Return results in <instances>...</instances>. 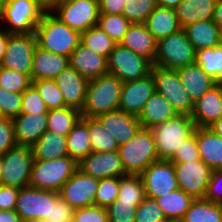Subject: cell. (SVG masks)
Returning a JSON list of instances; mask_svg holds the SVG:
<instances>
[{
	"label": "cell",
	"mask_w": 222,
	"mask_h": 222,
	"mask_svg": "<svg viewBox=\"0 0 222 222\" xmlns=\"http://www.w3.org/2000/svg\"><path fill=\"white\" fill-rule=\"evenodd\" d=\"M1 157L3 165L1 185L19 189L29 186L34 161L31 146L16 144Z\"/></svg>",
	"instance_id": "30bf717a"
},
{
	"label": "cell",
	"mask_w": 222,
	"mask_h": 222,
	"mask_svg": "<svg viewBox=\"0 0 222 222\" xmlns=\"http://www.w3.org/2000/svg\"><path fill=\"white\" fill-rule=\"evenodd\" d=\"M122 86L123 82L109 73L89 80L81 116L97 118L118 110Z\"/></svg>",
	"instance_id": "7a4b0ae2"
},
{
	"label": "cell",
	"mask_w": 222,
	"mask_h": 222,
	"mask_svg": "<svg viewBox=\"0 0 222 222\" xmlns=\"http://www.w3.org/2000/svg\"><path fill=\"white\" fill-rule=\"evenodd\" d=\"M146 198L140 175L126 174L119 177V190L116 201L120 204H140Z\"/></svg>",
	"instance_id": "74e56055"
},
{
	"label": "cell",
	"mask_w": 222,
	"mask_h": 222,
	"mask_svg": "<svg viewBox=\"0 0 222 222\" xmlns=\"http://www.w3.org/2000/svg\"><path fill=\"white\" fill-rule=\"evenodd\" d=\"M204 199L212 203L222 204V169L212 171Z\"/></svg>",
	"instance_id": "db71d44e"
},
{
	"label": "cell",
	"mask_w": 222,
	"mask_h": 222,
	"mask_svg": "<svg viewBox=\"0 0 222 222\" xmlns=\"http://www.w3.org/2000/svg\"><path fill=\"white\" fill-rule=\"evenodd\" d=\"M164 222H184L182 219H167Z\"/></svg>",
	"instance_id": "a7ac6f4b"
},
{
	"label": "cell",
	"mask_w": 222,
	"mask_h": 222,
	"mask_svg": "<svg viewBox=\"0 0 222 222\" xmlns=\"http://www.w3.org/2000/svg\"><path fill=\"white\" fill-rule=\"evenodd\" d=\"M120 44L154 63L157 41L143 23H132Z\"/></svg>",
	"instance_id": "d4e9b609"
},
{
	"label": "cell",
	"mask_w": 222,
	"mask_h": 222,
	"mask_svg": "<svg viewBox=\"0 0 222 222\" xmlns=\"http://www.w3.org/2000/svg\"><path fill=\"white\" fill-rule=\"evenodd\" d=\"M78 170L97 179L126 175L118 151H92L78 162Z\"/></svg>",
	"instance_id": "e0dca14e"
},
{
	"label": "cell",
	"mask_w": 222,
	"mask_h": 222,
	"mask_svg": "<svg viewBox=\"0 0 222 222\" xmlns=\"http://www.w3.org/2000/svg\"><path fill=\"white\" fill-rule=\"evenodd\" d=\"M81 117L80 111L70 107L48 110L47 131L67 136Z\"/></svg>",
	"instance_id": "e575fe53"
},
{
	"label": "cell",
	"mask_w": 222,
	"mask_h": 222,
	"mask_svg": "<svg viewBox=\"0 0 222 222\" xmlns=\"http://www.w3.org/2000/svg\"><path fill=\"white\" fill-rule=\"evenodd\" d=\"M45 11L35 0H5L0 26L8 33L31 34Z\"/></svg>",
	"instance_id": "8992f818"
},
{
	"label": "cell",
	"mask_w": 222,
	"mask_h": 222,
	"mask_svg": "<svg viewBox=\"0 0 222 222\" xmlns=\"http://www.w3.org/2000/svg\"><path fill=\"white\" fill-rule=\"evenodd\" d=\"M195 63L217 83H222V44L196 51Z\"/></svg>",
	"instance_id": "8d00e7d4"
},
{
	"label": "cell",
	"mask_w": 222,
	"mask_h": 222,
	"mask_svg": "<svg viewBox=\"0 0 222 222\" xmlns=\"http://www.w3.org/2000/svg\"><path fill=\"white\" fill-rule=\"evenodd\" d=\"M100 123L116 139L118 145L128 142L142 127L138 116L116 110L97 117Z\"/></svg>",
	"instance_id": "7402d4cb"
},
{
	"label": "cell",
	"mask_w": 222,
	"mask_h": 222,
	"mask_svg": "<svg viewBox=\"0 0 222 222\" xmlns=\"http://www.w3.org/2000/svg\"><path fill=\"white\" fill-rule=\"evenodd\" d=\"M166 219H183L191 202L194 200L180 188L156 199Z\"/></svg>",
	"instance_id": "836d02e7"
},
{
	"label": "cell",
	"mask_w": 222,
	"mask_h": 222,
	"mask_svg": "<svg viewBox=\"0 0 222 222\" xmlns=\"http://www.w3.org/2000/svg\"><path fill=\"white\" fill-rule=\"evenodd\" d=\"M131 24L122 14L100 13L97 26L106 32L117 44H120Z\"/></svg>",
	"instance_id": "60d3db41"
},
{
	"label": "cell",
	"mask_w": 222,
	"mask_h": 222,
	"mask_svg": "<svg viewBox=\"0 0 222 222\" xmlns=\"http://www.w3.org/2000/svg\"><path fill=\"white\" fill-rule=\"evenodd\" d=\"M81 43L106 58L117 44L97 25L81 33Z\"/></svg>",
	"instance_id": "ab89813d"
},
{
	"label": "cell",
	"mask_w": 222,
	"mask_h": 222,
	"mask_svg": "<svg viewBox=\"0 0 222 222\" xmlns=\"http://www.w3.org/2000/svg\"><path fill=\"white\" fill-rule=\"evenodd\" d=\"M195 51L220 44V27L212 20H203L183 28Z\"/></svg>",
	"instance_id": "4dcf8cb0"
},
{
	"label": "cell",
	"mask_w": 222,
	"mask_h": 222,
	"mask_svg": "<svg viewBox=\"0 0 222 222\" xmlns=\"http://www.w3.org/2000/svg\"><path fill=\"white\" fill-rule=\"evenodd\" d=\"M38 90L48 110L66 107L63 94L54 79H39L32 81Z\"/></svg>",
	"instance_id": "b9f144b4"
},
{
	"label": "cell",
	"mask_w": 222,
	"mask_h": 222,
	"mask_svg": "<svg viewBox=\"0 0 222 222\" xmlns=\"http://www.w3.org/2000/svg\"><path fill=\"white\" fill-rule=\"evenodd\" d=\"M97 188V178L86 175L77 169L59 190V196L74 209L94 206Z\"/></svg>",
	"instance_id": "2e32d148"
},
{
	"label": "cell",
	"mask_w": 222,
	"mask_h": 222,
	"mask_svg": "<svg viewBox=\"0 0 222 222\" xmlns=\"http://www.w3.org/2000/svg\"><path fill=\"white\" fill-rule=\"evenodd\" d=\"M219 27H222V0H216L213 19Z\"/></svg>",
	"instance_id": "94428289"
},
{
	"label": "cell",
	"mask_w": 222,
	"mask_h": 222,
	"mask_svg": "<svg viewBox=\"0 0 222 222\" xmlns=\"http://www.w3.org/2000/svg\"><path fill=\"white\" fill-rule=\"evenodd\" d=\"M167 220L155 199L146 197L136 209L135 222H164Z\"/></svg>",
	"instance_id": "c3c4849f"
},
{
	"label": "cell",
	"mask_w": 222,
	"mask_h": 222,
	"mask_svg": "<svg viewBox=\"0 0 222 222\" xmlns=\"http://www.w3.org/2000/svg\"><path fill=\"white\" fill-rule=\"evenodd\" d=\"M34 160H52L68 156L66 136L46 131L31 147Z\"/></svg>",
	"instance_id": "1f68e13d"
},
{
	"label": "cell",
	"mask_w": 222,
	"mask_h": 222,
	"mask_svg": "<svg viewBox=\"0 0 222 222\" xmlns=\"http://www.w3.org/2000/svg\"><path fill=\"white\" fill-rule=\"evenodd\" d=\"M68 156L77 163L90 154L93 149L88 130V117H81L66 136Z\"/></svg>",
	"instance_id": "d6a6232c"
},
{
	"label": "cell",
	"mask_w": 222,
	"mask_h": 222,
	"mask_svg": "<svg viewBox=\"0 0 222 222\" xmlns=\"http://www.w3.org/2000/svg\"><path fill=\"white\" fill-rule=\"evenodd\" d=\"M155 92L163 95L178 115H191L194 103L184 89L177 70L152 66Z\"/></svg>",
	"instance_id": "8fae6325"
},
{
	"label": "cell",
	"mask_w": 222,
	"mask_h": 222,
	"mask_svg": "<svg viewBox=\"0 0 222 222\" xmlns=\"http://www.w3.org/2000/svg\"><path fill=\"white\" fill-rule=\"evenodd\" d=\"M119 177L98 179V188L95 195V205L107 208L118 197Z\"/></svg>",
	"instance_id": "ee69618b"
},
{
	"label": "cell",
	"mask_w": 222,
	"mask_h": 222,
	"mask_svg": "<svg viewBox=\"0 0 222 222\" xmlns=\"http://www.w3.org/2000/svg\"><path fill=\"white\" fill-rule=\"evenodd\" d=\"M194 134L200 159L212 170L222 169V138L209 128L196 127Z\"/></svg>",
	"instance_id": "83f0119b"
},
{
	"label": "cell",
	"mask_w": 222,
	"mask_h": 222,
	"mask_svg": "<svg viewBox=\"0 0 222 222\" xmlns=\"http://www.w3.org/2000/svg\"><path fill=\"white\" fill-rule=\"evenodd\" d=\"M214 134L222 138V117L208 127Z\"/></svg>",
	"instance_id": "be15d7a7"
},
{
	"label": "cell",
	"mask_w": 222,
	"mask_h": 222,
	"mask_svg": "<svg viewBox=\"0 0 222 222\" xmlns=\"http://www.w3.org/2000/svg\"><path fill=\"white\" fill-rule=\"evenodd\" d=\"M140 177L148 198L156 199L179 188L175 168L170 160L152 162Z\"/></svg>",
	"instance_id": "5bb4252c"
},
{
	"label": "cell",
	"mask_w": 222,
	"mask_h": 222,
	"mask_svg": "<svg viewBox=\"0 0 222 222\" xmlns=\"http://www.w3.org/2000/svg\"><path fill=\"white\" fill-rule=\"evenodd\" d=\"M74 210L58 196L54 203H50L49 222H72Z\"/></svg>",
	"instance_id": "f5cc1de1"
},
{
	"label": "cell",
	"mask_w": 222,
	"mask_h": 222,
	"mask_svg": "<svg viewBox=\"0 0 222 222\" xmlns=\"http://www.w3.org/2000/svg\"><path fill=\"white\" fill-rule=\"evenodd\" d=\"M72 222H109L106 208L94 205L76 208Z\"/></svg>",
	"instance_id": "f907efd6"
},
{
	"label": "cell",
	"mask_w": 222,
	"mask_h": 222,
	"mask_svg": "<svg viewBox=\"0 0 222 222\" xmlns=\"http://www.w3.org/2000/svg\"><path fill=\"white\" fill-rule=\"evenodd\" d=\"M78 163L65 156L52 160H34L29 186L59 192L78 169Z\"/></svg>",
	"instance_id": "5b68a950"
},
{
	"label": "cell",
	"mask_w": 222,
	"mask_h": 222,
	"mask_svg": "<svg viewBox=\"0 0 222 222\" xmlns=\"http://www.w3.org/2000/svg\"><path fill=\"white\" fill-rule=\"evenodd\" d=\"M36 46L34 33H10L0 67L27 74L31 78L33 53Z\"/></svg>",
	"instance_id": "7c38bea8"
},
{
	"label": "cell",
	"mask_w": 222,
	"mask_h": 222,
	"mask_svg": "<svg viewBox=\"0 0 222 222\" xmlns=\"http://www.w3.org/2000/svg\"><path fill=\"white\" fill-rule=\"evenodd\" d=\"M46 11H50L60 0H35Z\"/></svg>",
	"instance_id": "e7e4bbea"
},
{
	"label": "cell",
	"mask_w": 222,
	"mask_h": 222,
	"mask_svg": "<svg viewBox=\"0 0 222 222\" xmlns=\"http://www.w3.org/2000/svg\"><path fill=\"white\" fill-rule=\"evenodd\" d=\"M21 222H44L41 219H21Z\"/></svg>",
	"instance_id": "03108f58"
},
{
	"label": "cell",
	"mask_w": 222,
	"mask_h": 222,
	"mask_svg": "<svg viewBox=\"0 0 222 222\" xmlns=\"http://www.w3.org/2000/svg\"><path fill=\"white\" fill-rule=\"evenodd\" d=\"M32 84L24 73L0 67V87L15 93H23Z\"/></svg>",
	"instance_id": "f6af8a7d"
},
{
	"label": "cell",
	"mask_w": 222,
	"mask_h": 222,
	"mask_svg": "<svg viewBox=\"0 0 222 222\" xmlns=\"http://www.w3.org/2000/svg\"><path fill=\"white\" fill-rule=\"evenodd\" d=\"M99 12L104 14H122L126 0H98Z\"/></svg>",
	"instance_id": "6f0895ef"
},
{
	"label": "cell",
	"mask_w": 222,
	"mask_h": 222,
	"mask_svg": "<svg viewBox=\"0 0 222 222\" xmlns=\"http://www.w3.org/2000/svg\"><path fill=\"white\" fill-rule=\"evenodd\" d=\"M178 187L193 199H204L212 169L202 160L173 162Z\"/></svg>",
	"instance_id": "9a60e30c"
},
{
	"label": "cell",
	"mask_w": 222,
	"mask_h": 222,
	"mask_svg": "<svg viewBox=\"0 0 222 222\" xmlns=\"http://www.w3.org/2000/svg\"><path fill=\"white\" fill-rule=\"evenodd\" d=\"M118 153L125 174L140 175L152 162L158 160L154 136L150 128L141 127Z\"/></svg>",
	"instance_id": "3957f363"
},
{
	"label": "cell",
	"mask_w": 222,
	"mask_h": 222,
	"mask_svg": "<svg viewBox=\"0 0 222 222\" xmlns=\"http://www.w3.org/2000/svg\"><path fill=\"white\" fill-rule=\"evenodd\" d=\"M4 2H5V0H0V15H1V12H2V8L4 6Z\"/></svg>",
	"instance_id": "89a4df30"
},
{
	"label": "cell",
	"mask_w": 222,
	"mask_h": 222,
	"mask_svg": "<svg viewBox=\"0 0 222 222\" xmlns=\"http://www.w3.org/2000/svg\"><path fill=\"white\" fill-rule=\"evenodd\" d=\"M50 12L71 29L80 33L96 26L99 18L98 0H61Z\"/></svg>",
	"instance_id": "9c48e42d"
},
{
	"label": "cell",
	"mask_w": 222,
	"mask_h": 222,
	"mask_svg": "<svg viewBox=\"0 0 222 222\" xmlns=\"http://www.w3.org/2000/svg\"><path fill=\"white\" fill-rule=\"evenodd\" d=\"M139 204L118 203L115 201L106 208L109 222H135V213Z\"/></svg>",
	"instance_id": "681fc988"
},
{
	"label": "cell",
	"mask_w": 222,
	"mask_h": 222,
	"mask_svg": "<svg viewBox=\"0 0 222 222\" xmlns=\"http://www.w3.org/2000/svg\"><path fill=\"white\" fill-rule=\"evenodd\" d=\"M200 159L197 146L196 135L193 134L182 143V146L177 149L174 156L170 159L171 162H193Z\"/></svg>",
	"instance_id": "816d5d0a"
},
{
	"label": "cell",
	"mask_w": 222,
	"mask_h": 222,
	"mask_svg": "<svg viewBox=\"0 0 222 222\" xmlns=\"http://www.w3.org/2000/svg\"><path fill=\"white\" fill-rule=\"evenodd\" d=\"M195 129L196 125L189 115H177L151 128L158 160H170L182 143L194 134Z\"/></svg>",
	"instance_id": "277c9868"
},
{
	"label": "cell",
	"mask_w": 222,
	"mask_h": 222,
	"mask_svg": "<svg viewBox=\"0 0 222 222\" xmlns=\"http://www.w3.org/2000/svg\"><path fill=\"white\" fill-rule=\"evenodd\" d=\"M20 189L0 184V210L15 211Z\"/></svg>",
	"instance_id": "9f6ffc18"
},
{
	"label": "cell",
	"mask_w": 222,
	"mask_h": 222,
	"mask_svg": "<svg viewBox=\"0 0 222 222\" xmlns=\"http://www.w3.org/2000/svg\"><path fill=\"white\" fill-rule=\"evenodd\" d=\"M0 222H21L15 211L0 210Z\"/></svg>",
	"instance_id": "680465c9"
},
{
	"label": "cell",
	"mask_w": 222,
	"mask_h": 222,
	"mask_svg": "<svg viewBox=\"0 0 222 222\" xmlns=\"http://www.w3.org/2000/svg\"><path fill=\"white\" fill-rule=\"evenodd\" d=\"M177 72L184 89L193 103L217 84L196 63L179 68Z\"/></svg>",
	"instance_id": "4316f807"
},
{
	"label": "cell",
	"mask_w": 222,
	"mask_h": 222,
	"mask_svg": "<svg viewBox=\"0 0 222 222\" xmlns=\"http://www.w3.org/2000/svg\"><path fill=\"white\" fill-rule=\"evenodd\" d=\"M48 109L38 90L31 84L22 93L20 114H47Z\"/></svg>",
	"instance_id": "7dc6e473"
},
{
	"label": "cell",
	"mask_w": 222,
	"mask_h": 222,
	"mask_svg": "<svg viewBox=\"0 0 222 222\" xmlns=\"http://www.w3.org/2000/svg\"><path fill=\"white\" fill-rule=\"evenodd\" d=\"M69 63L72 68L88 81L108 74L107 58L97 54L81 42L71 53Z\"/></svg>",
	"instance_id": "44dd1931"
},
{
	"label": "cell",
	"mask_w": 222,
	"mask_h": 222,
	"mask_svg": "<svg viewBox=\"0 0 222 222\" xmlns=\"http://www.w3.org/2000/svg\"><path fill=\"white\" fill-rule=\"evenodd\" d=\"M196 51L183 28L157 41L153 65L177 70L195 63Z\"/></svg>",
	"instance_id": "52a82bcc"
},
{
	"label": "cell",
	"mask_w": 222,
	"mask_h": 222,
	"mask_svg": "<svg viewBox=\"0 0 222 222\" xmlns=\"http://www.w3.org/2000/svg\"><path fill=\"white\" fill-rule=\"evenodd\" d=\"M216 0H182L175 8L181 28L213 19Z\"/></svg>",
	"instance_id": "f546056e"
},
{
	"label": "cell",
	"mask_w": 222,
	"mask_h": 222,
	"mask_svg": "<svg viewBox=\"0 0 222 222\" xmlns=\"http://www.w3.org/2000/svg\"><path fill=\"white\" fill-rule=\"evenodd\" d=\"M68 66H70L69 57L54 54L36 46L33 53L31 81L55 79Z\"/></svg>",
	"instance_id": "cb8c5ba5"
},
{
	"label": "cell",
	"mask_w": 222,
	"mask_h": 222,
	"mask_svg": "<svg viewBox=\"0 0 222 222\" xmlns=\"http://www.w3.org/2000/svg\"><path fill=\"white\" fill-rule=\"evenodd\" d=\"M9 34L10 33H8L2 26H0V64L2 63L5 54V48Z\"/></svg>",
	"instance_id": "91938a15"
},
{
	"label": "cell",
	"mask_w": 222,
	"mask_h": 222,
	"mask_svg": "<svg viewBox=\"0 0 222 222\" xmlns=\"http://www.w3.org/2000/svg\"><path fill=\"white\" fill-rule=\"evenodd\" d=\"M22 93H15L0 87V115L2 118L14 119L20 114Z\"/></svg>",
	"instance_id": "bcb514c9"
},
{
	"label": "cell",
	"mask_w": 222,
	"mask_h": 222,
	"mask_svg": "<svg viewBox=\"0 0 222 222\" xmlns=\"http://www.w3.org/2000/svg\"><path fill=\"white\" fill-rule=\"evenodd\" d=\"M12 123L16 144L32 147L47 131V114H19Z\"/></svg>",
	"instance_id": "603a6c76"
},
{
	"label": "cell",
	"mask_w": 222,
	"mask_h": 222,
	"mask_svg": "<svg viewBox=\"0 0 222 222\" xmlns=\"http://www.w3.org/2000/svg\"><path fill=\"white\" fill-rule=\"evenodd\" d=\"M2 168H3V165H2V157L0 155V184H1V178H2Z\"/></svg>",
	"instance_id": "003e7915"
},
{
	"label": "cell",
	"mask_w": 222,
	"mask_h": 222,
	"mask_svg": "<svg viewBox=\"0 0 222 222\" xmlns=\"http://www.w3.org/2000/svg\"><path fill=\"white\" fill-rule=\"evenodd\" d=\"M88 130L93 151H118L119 145L116 142V139H114L97 118L88 117Z\"/></svg>",
	"instance_id": "f35d334b"
},
{
	"label": "cell",
	"mask_w": 222,
	"mask_h": 222,
	"mask_svg": "<svg viewBox=\"0 0 222 222\" xmlns=\"http://www.w3.org/2000/svg\"><path fill=\"white\" fill-rule=\"evenodd\" d=\"M16 145L14 128L11 119H0V155L6 153Z\"/></svg>",
	"instance_id": "11a10c76"
},
{
	"label": "cell",
	"mask_w": 222,
	"mask_h": 222,
	"mask_svg": "<svg viewBox=\"0 0 222 222\" xmlns=\"http://www.w3.org/2000/svg\"><path fill=\"white\" fill-rule=\"evenodd\" d=\"M59 192L36 189L31 186L20 188L15 212L21 219H41L49 222L50 203H54Z\"/></svg>",
	"instance_id": "4fadbf2b"
},
{
	"label": "cell",
	"mask_w": 222,
	"mask_h": 222,
	"mask_svg": "<svg viewBox=\"0 0 222 222\" xmlns=\"http://www.w3.org/2000/svg\"><path fill=\"white\" fill-rule=\"evenodd\" d=\"M153 63L121 44H116L107 58L108 73L123 83L140 80L151 73Z\"/></svg>",
	"instance_id": "ba28073f"
},
{
	"label": "cell",
	"mask_w": 222,
	"mask_h": 222,
	"mask_svg": "<svg viewBox=\"0 0 222 222\" xmlns=\"http://www.w3.org/2000/svg\"><path fill=\"white\" fill-rule=\"evenodd\" d=\"M184 222H222V204L194 199L186 211Z\"/></svg>",
	"instance_id": "d590c367"
},
{
	"label": "cell",
	"mask_w": 222,
	"mask_h": 222,
	"mask_svg": "<svg viewBox=\"0 0 222 222\" xmlns=\"http://www.w3.org/2000/svg\"><path fill=\"white\" fill-rule=\"evenodd\" d=\"M154 92L155 82L151 73L140 80L124 82L118 110L139 116Z\"/></svg>",
	"instance_id": "ac0fdd59"
},
{
	"label": "cell",
	"mask_w": 222,
	"mask_h": 222,
	"mask_svg": "<svg viewBox=\"0 0 222 222\" xmlns=\"http://www.w3.org/2000/svg\"><path fill=\"white\" fill-rule=\"evenodd\" d=\"M182 0H156V4L160 7L175 9Z\"/></svg>",
	"instance_id": "6125c7cd"
},
{
	"label": "cell",
	"mask_w": 222,
	"mask_h": 222,
	"mask_svg": "<svg viewBox=\"0 0 222 222\" xmlns=\"http://www.w3.org/2000/svg\"><path fill=\"white\" fill-rule=\"evenodd\" d=\"M156 41L181 29L175 9L156 6L143 23Z\"/></svg>",
	"instance_id": "f1b7e54d"
},
{
	"label": "cell",
	"mask_w": 222,
	"mask_h": 222,
	"mask_svg": "<svg viewBox=\"0 0 222 222\" xmlns=\"http://www.w3.org/2000/svg\"><path fill=\"white\" fill-rule=\"evenodd\" d=\"M220 43L222 44V27H220Z\"/></svg>",
	"instance_id": "2644e50d"
},
{
	"label": "cell",
	"mask_w": 222,
	"mask_h": 222,
	"mask_svg": "<svg viewBox=\"0 0 222 222\" xmlns=\"http://www.w3.org/2000/svg\"><path fill=\"white\" fill-rule=\"evenodd\" d=\"M156 6V0H126L122 15L131 23H144Z\"/></svg>",
	"instance_id": "7bdbcfd3"
},
{
	"label": "cell",
	"mask_w": 222,
	"mask_h": 222,
	"mask_svg": "<svg viewBox=\"0 0 222 222\" xmlns=\"http://www.w3.org/2000/svg\"><path fill=\"white\" fill-rule=\"evenodd\" d=\"M190 117L200 128H208L222 117V83H217L194 102Z\"/></svg>",
	"instance_id": "d6986e66"
},
{
	"label": "cell",
	"mask_w": 222,
	"mask_h": 222,
	"mask_svg": "<svg viewBox=\"0 0 222 222\" xmlns=\"http://www.w3.org/2000/svg\"><path fill=\"white\" fill-rule=\"evenodd\" d=\"M60 88L66 107L82 111L86 99L88 80L68 66L54 79Z\"/></svg>",
	"instance_id": "ffe728a7"
},
{
	"label": "cell",
	"mask_w": 222,
	"mask_h": 222,
	"mask_svg": "<svg viewBox=\"0 0 222 222\" xmlns=\"http://www.w3.org/2000/svg\"><path fill=\"white\" fill-rule=\"evenodd\" d=\"M37 46L54 54L70 57L81 42V33L45 11L35 29Z\"/></svg>",
	"instance_id": "6da1fadb"
},
{
	"label": "cell",
	"mask_w": 222,
	"mask_h": 222,
	"mask_svg": "<svg viewBox=\"0 0 222 222\" xmlns=\"http://www.w3.org/2000/svg\"><path fill=\"white\" fill-rule=\"evenodd\" d=\"M178 113L171 103L161 94L154 92L145 103L138 119L144 128H153L168 120L174 119Z\"/></svg>",
	"instance_id": "484cf974"
}]
</instances>
